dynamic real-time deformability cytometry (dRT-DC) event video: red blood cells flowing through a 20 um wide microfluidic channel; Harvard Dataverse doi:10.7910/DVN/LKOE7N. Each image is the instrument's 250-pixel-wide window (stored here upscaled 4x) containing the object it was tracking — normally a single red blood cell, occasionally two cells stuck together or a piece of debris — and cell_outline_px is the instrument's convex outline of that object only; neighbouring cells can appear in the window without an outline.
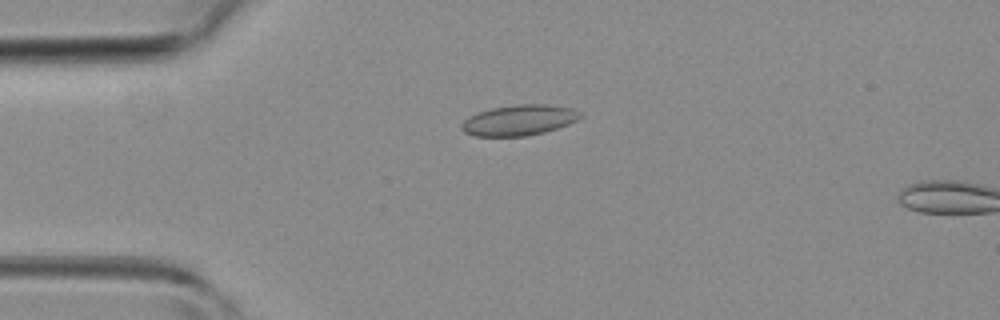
{"species": "common noctule bat (a hibernating species)", "species_latin": "Nyctalus noctula", "temperature_condition": "room temperature", "stored_images_in_passage": 38, "camera_frame_rate_fps": 3000, "um_per_image_px": 0.085, "animal": {"sex": "female", "body_mass_g": 19.3, "forearm_length_mm": 54.1}, "frame": {"image": 1, "passage_image": 5, "time_ms": 1.333, "image_size_px": [1000, 320], "cell_outline_px": [[584, 116], [568, 124], [544, 132], [524, 136], [472, 136], [464, 132], [460, 128], [460, 124], [468, 116], [476, 112], [492, 108], [516, 104], [548, 104], [572, 108], [584, 112]], "centroid_in_image_um": [44.11, 10.2], "position_along_channel_um": 40.9, "area_um2": 21.44}}
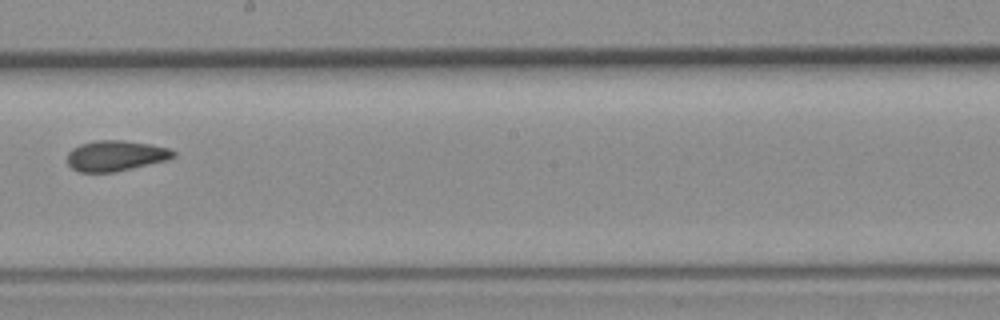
{"frame": {"image": 2, "passage_image": 19, "time_ms": 6.0, "image_size_px": [1000, 320], "cell_outline_px": [[176, 156], [168, 160], [116, 172], [80, 172], [72, 168], [68, 164], [68, 152], [72, 148], [80, 144], [96, 140], [120, 140], [148, 144], [168, 148], [176, 152]], "centroid_in_image_um": [9.83, 13.24], "position_along_channel_um": 238.4, "area_um2": 18.9}}
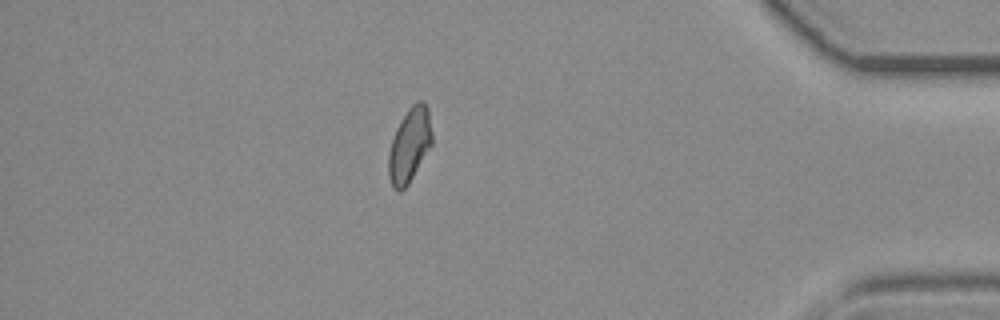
{"frame": {"image": 3, "passage_image": 32, "time_ms": 10.333, "image_size_px": [1000, 320], "cell_outline_px": [[432, 144], [408, 184], [400, 192], [392, 188], [388, 176], [388, 152], [396, 128], [400, 120], [408, 108], [416, 100], [424, 100], [428, 108], [432, 132]], "centroid_in_image_um": [34.8, 12.31], "position_along_channel_um": 400.4, "area_um2": 19.02}}